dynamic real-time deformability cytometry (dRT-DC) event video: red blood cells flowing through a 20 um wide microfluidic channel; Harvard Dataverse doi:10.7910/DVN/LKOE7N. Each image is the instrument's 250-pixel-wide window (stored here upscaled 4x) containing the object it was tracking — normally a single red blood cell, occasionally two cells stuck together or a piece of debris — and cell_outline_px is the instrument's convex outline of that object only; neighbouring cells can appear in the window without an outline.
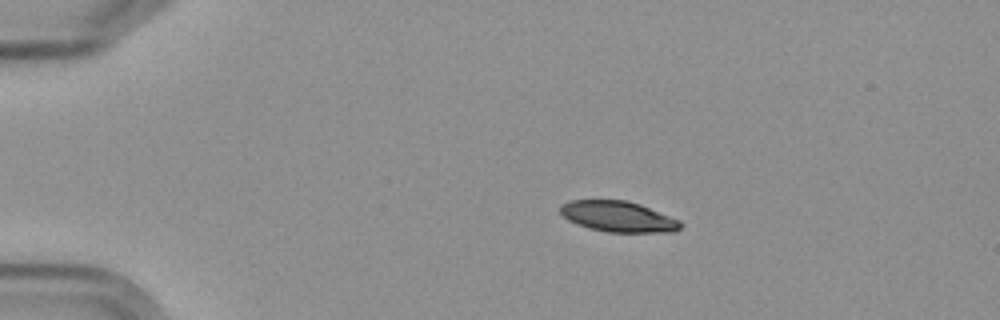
{"species": "Egyptian fruit bat (a non-hibernating species)", "species_latin": "Rousettus aegyptiacus", "temperature_condition": "cold", "stored_images_in_passage": 5, "camera_frame_rate_fps": 3000, "um_per_image_px": 0.085, "frame": {"image": 1, "passage_image": 2, "time_ms": 1.333, "image_size_px": [1000, 320], "cell_outline_px": [[680, 228], [676, 232], [608, 232], [588, 228], [568, 220], [560, 212], [560, 204], [568, 200], [628, 200], [640, 204], [680, 220]], "centroid_in_image_um": [52.53, 18.4], "position_along_channel_um": 32.5, "area_um2": 21.56}}
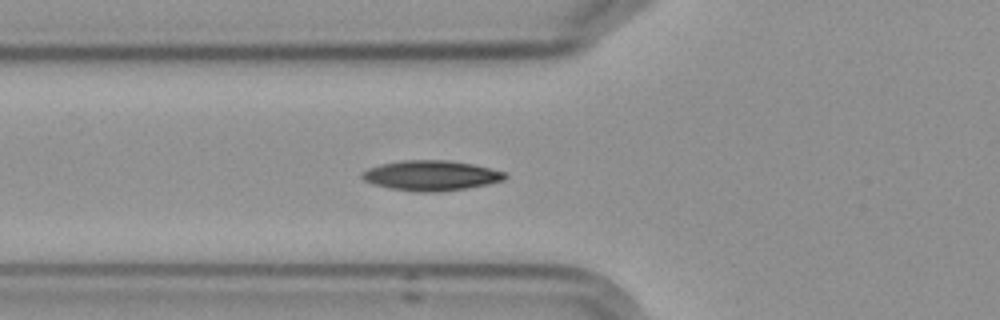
{"frame": {"image": 2, "passage_image": 5, "time_ms": 4.667, "image_size_px": [1000, 320], "cell_outline_px": [[508, 176], [504, 180], [488, 184], [468, 188], [440, 192], [416, 192], [388, 188], [372, 184], [364, 180], [360, 176], [368, 168], [380, 164], [400, 160], [448, 160], [472, 164], [504, 172]], "centroid_in_image_um": [36.62, 14.93], "position_along_channel_um": 89.2, "area_um2": 25.2}}